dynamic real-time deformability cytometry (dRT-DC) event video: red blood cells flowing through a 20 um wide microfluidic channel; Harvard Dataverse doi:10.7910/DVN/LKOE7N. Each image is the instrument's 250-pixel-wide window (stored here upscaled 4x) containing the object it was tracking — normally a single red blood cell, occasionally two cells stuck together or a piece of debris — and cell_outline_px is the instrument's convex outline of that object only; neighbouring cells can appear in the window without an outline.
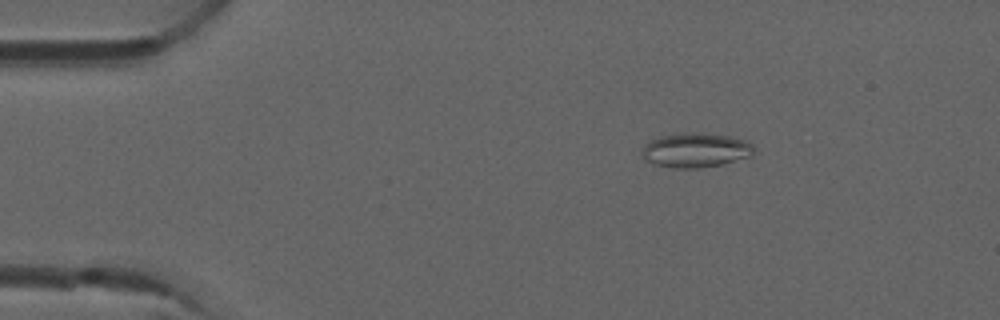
{"species": "common noctule bat (a hibernating species)", "species_latin": "Nyctalus noctula", "temperature_condition": "room temperature", "stored_images_in_passage": 4, "camera_frame_rate_fps": 3000, "um_per_image_px": 0.085, "animal": {"sex": "male", "forearm_length_mm": 52.5}, "frame": {"image": 1, "passage_image": 2, "time_ms": 0.333, "image_size_px": [1000, 320], "cell_outline_px": [[756, 148], [752, 156], [724, 164], [696, 168], [672, 168], [656, 164], [644, 160], [640, 152], [644, 144], [648, 140], [660, 136], [684, 132], [704, 132], [728, 136], [744, 140], [752, 144]], "centroid_in_image_um": [59.11, 12.75], "position_along_channel_um": 25.9, "area_um2": 22.95}}
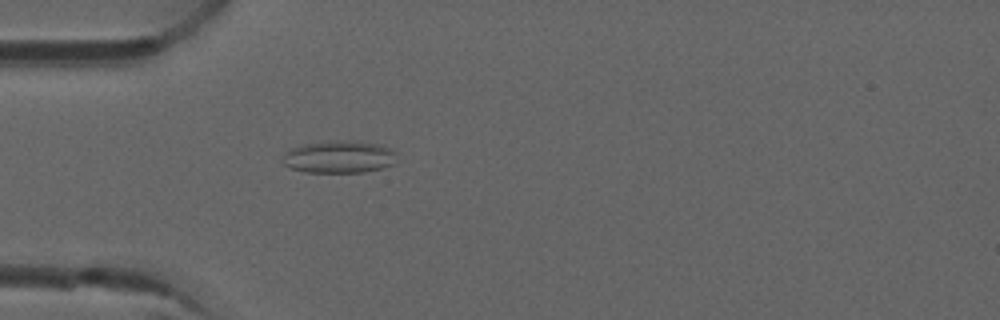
{"frame": {"image": 2, "passage_image": 4, "time_ms": 1.0, "image_size_px": [1000, 320], "cell_outline_px": [[396, 152], [392, 164], [384, 168], [364, 172], [304, 172], [288, 168], [284, 164], [284, 156], [292, 148], [304, 144], [328, 140], [344, 140], [380, 144], [392, 148]], "centroid_in_image_um": [28.84, 13.33], "position_along_channel_um": 56.2, "area_um2": 21.56}}